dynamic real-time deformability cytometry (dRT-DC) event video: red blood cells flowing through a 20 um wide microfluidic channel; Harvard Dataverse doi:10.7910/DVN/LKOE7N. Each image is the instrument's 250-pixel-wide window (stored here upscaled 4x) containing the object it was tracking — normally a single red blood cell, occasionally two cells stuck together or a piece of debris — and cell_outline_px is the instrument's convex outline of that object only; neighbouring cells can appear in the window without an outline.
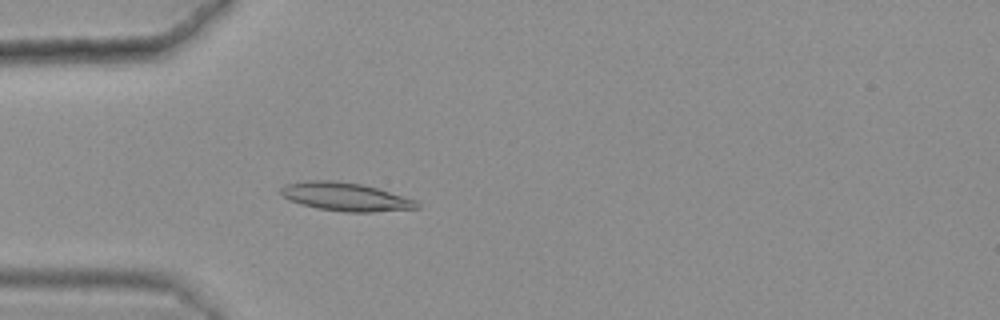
{"species": "common noctule bat (a hibernating species)", "species_latin": "Nyctalus noctula", "temperature_condition": "warm", "stored_images_in_passage": 48, "camera_frame_rate_fps": 3000, "um_per_image_px": 0.085, "animal": {"sex": "female", "body_mass_g": 25.1}, "frame": {"image": 1, "passage_image": 17, "time_ms": 5.333, "image_size_px": [1000, 320], "cell_outline_px": [[420, 208], [372, 212], [344, 212], [316, 208], [300, 204], [288, 200], [280, 192], [280, 188], [284, 184], [304, 180], [336, 180], [360, 184], [376, 188], [404, 196], [416, 200], [420, 204]], "centroid_in_image_um": [29.34, 16.72], "position_along_channel_um": 55.7, "area_um2": 22.66}}
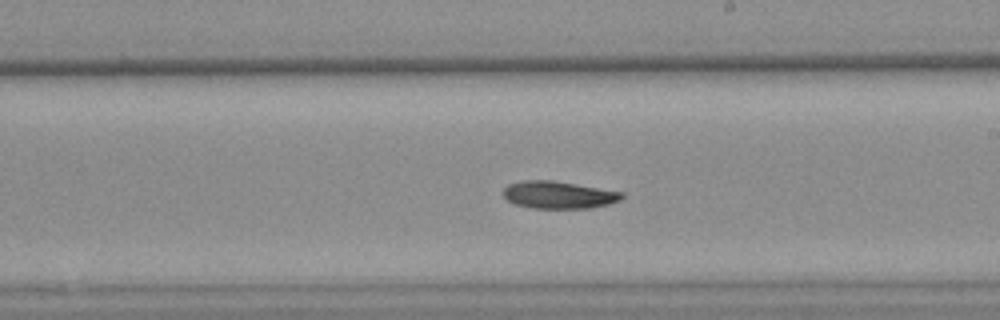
{"frame": {"image": 2, "passage_image": 33, "time_ms": 10.667, "image_size_px": [1000, 320], "cell_outline_px": [[624, 196], [620, 200], [608, 204], [592, 208], [532, 208], [516, 204], [508, 200], [504, 196], [504, 188], [508, 184], [524, 180], [552, 180], [624, 192]], "centroid_in_image_um": [47.5, 16.56], "position_along_channel_um": 241.5, "area_um2": 18.84}}
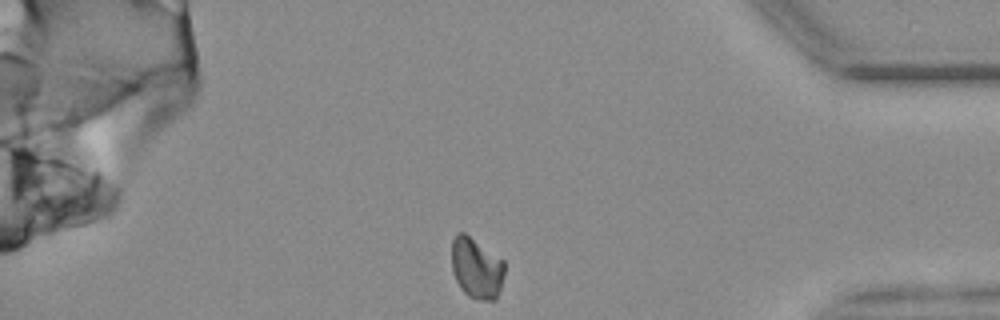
{"frame": {"image": 3, "passage_image": 48, "time_ms": 15.667, "image_size_px": [1000, 320], "cell_outline_px": [[504, 276], [496, 300], [476, 300], [468, 296], [460, 288], [452, 272], [452, 240], [456, 232], [464, 232], [504, 260]], "centroid_in_image_um": [40.49, 22.79], "position_along_channel_um": 394.7, "area_um2": 18.96}, "authors_computed_cell_mechanics": {"area_um2": 19.7098, "velocity_mm_per_s": 3.6057, "shape_relaxation_time_tau1_ms": 7.8289, "shape_relaxation_time_tau2_ms": null, "deformation_change_tau1": 0.14, "deformation_change_tau2": null}}